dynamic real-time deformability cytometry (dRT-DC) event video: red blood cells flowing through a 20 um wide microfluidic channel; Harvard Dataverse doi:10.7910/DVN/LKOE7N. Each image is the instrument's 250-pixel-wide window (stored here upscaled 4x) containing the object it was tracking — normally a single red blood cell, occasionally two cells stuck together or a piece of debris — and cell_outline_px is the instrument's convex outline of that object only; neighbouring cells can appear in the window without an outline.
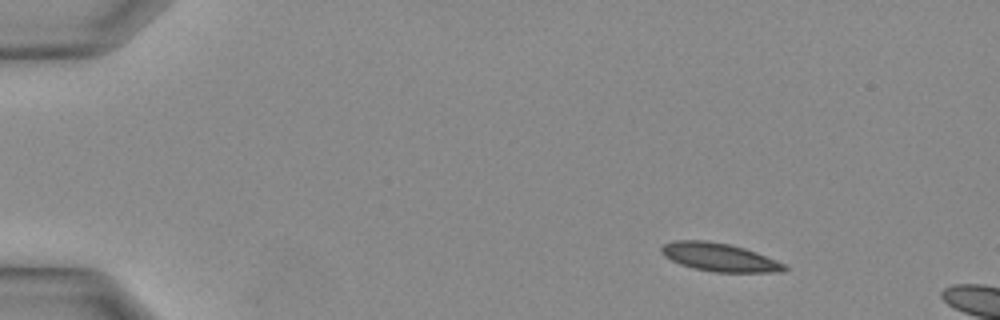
{"species": "Egyptian fruit bat (a non-hibernating species)", "species_latin": "Rousettus aegyptiacus", "temperature_condition": "warm", "stored_images_in_passage": 5, "camera_frame_rate_fps": 3000, "um_per_image_px": 0.085, "animal": {"sex": "female"}, "frame": {"image": 1, "passage_image": 1, "time_ms": 0.0, "image_size_px": [1000, 320], "cell_outline_px": [[788, 268], [784, 272], [716, 272], [692, 268], [680, 264], [664, 256], [660, 252], [660, 248], [664, 244], [676, 240], [704, 240], [728, 244], [744, 248], [756, 252], [776, 260], [784, 264]], "centroid_in_image_um": [61.13, 21.87], "position_along_channel_um": 23.9, "area_um2": 20.17}}